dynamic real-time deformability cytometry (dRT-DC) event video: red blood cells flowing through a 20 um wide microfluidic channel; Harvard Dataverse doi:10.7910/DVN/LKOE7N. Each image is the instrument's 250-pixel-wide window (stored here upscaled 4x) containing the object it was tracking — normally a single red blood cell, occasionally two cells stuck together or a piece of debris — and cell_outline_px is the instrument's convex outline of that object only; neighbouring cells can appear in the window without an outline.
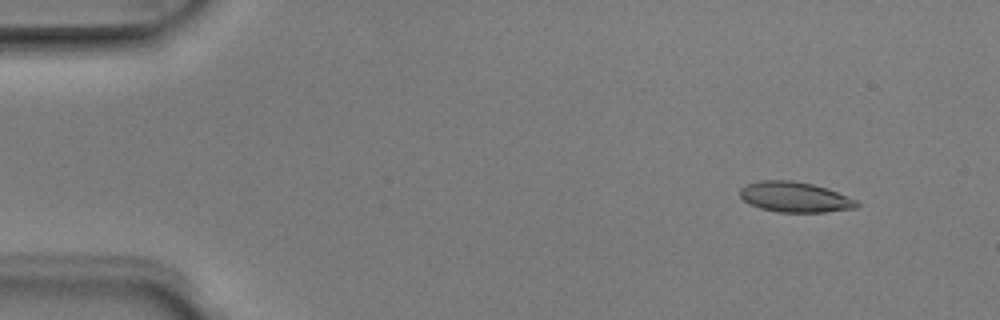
{"species": "Egyptian fruit bat (a non-hibernating species)", "species_latin": "Rousettus aegyptiacus", "temperature_condition": "room temperature", "stored_images_in_passage": 7, "camera_frame_rate_fps": 3000, "um_per_image_px": 0.085, "animal": {"sex": "male"}, "frame": {"image": 1, "passage_image": 1, "time_ms": 0.0, "image_size_px": [1000, 320], "cell_outline_px": [[860, 204], [856, 208], [824, 212], [780, 212], [760, 208], [748, 204], [740, 196], [740, 188], [748, 184], [760, 180], [792, 180], [812, 184], [828, 188], [856, 200]], "centroid_in_image_um": [67.56, 16.75], "position_along_channel_um": 17.4, "area_um2": 20.63}}
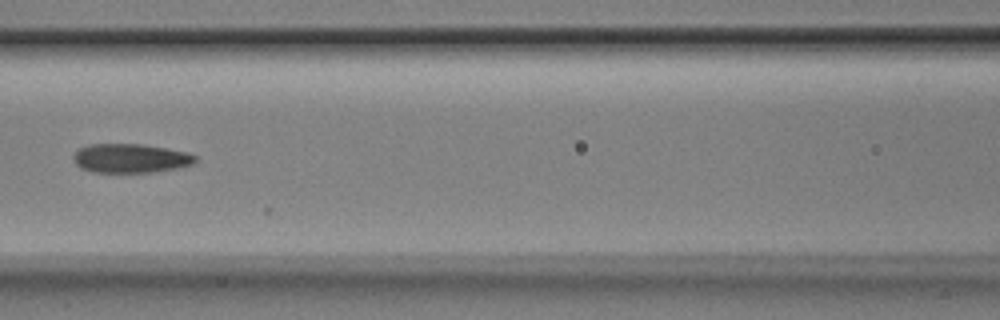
{"frame": {"image": 2, "passage_image": 6, "time_ms": 1.667, "image_size_px": [1000, 320], "cell_outline_px": [[200, 160], [192, 164], [176, 168], [152, 172], [92, 172], [80, 168], [76, 164], [72, 156], [80, 148], [88, 144], [144, 144], [188, 152], [196, 156]], "centroid_in_image_um": [11.11, 13.45], "position_along_channel_um": 155.5, "area_um2": 20.75}}
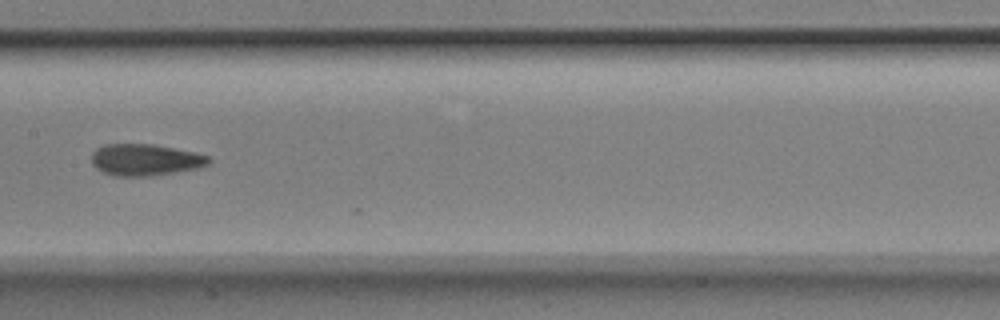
{"frame": {"image": 3, "passage_image": 7, "time_ms": 2.0, "image_size_px": [1000, 320], "cell_outline_px": [[212, 160], [208, 164], [196, 168], [152, 176], [112, 176], [96, 168], [92, 164], [92, 152], [96, 148], [104, 144], [152, 144], [196, 152], [208, 156]], "centroid_in_image_um": [12.32, 13.58], "position_along_channel_um": 195.1, "area_um2": 21.62}}